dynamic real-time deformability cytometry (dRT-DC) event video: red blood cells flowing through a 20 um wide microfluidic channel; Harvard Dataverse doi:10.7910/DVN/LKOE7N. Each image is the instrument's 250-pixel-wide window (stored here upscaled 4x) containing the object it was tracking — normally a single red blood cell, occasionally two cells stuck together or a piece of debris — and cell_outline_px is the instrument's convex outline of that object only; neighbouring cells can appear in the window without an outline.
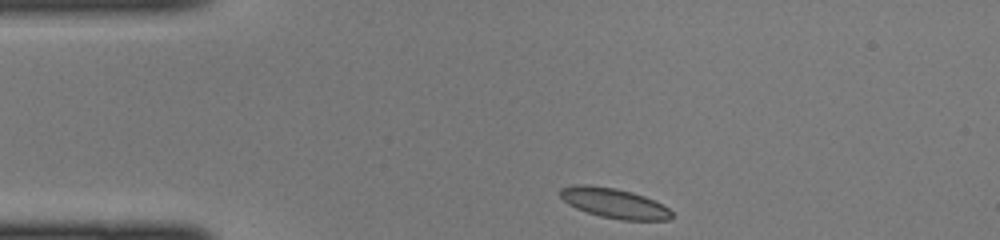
{"species": "common noctule bat (a hibernating species)", "species_latin": "Nyctalus noctula", "temperature_condition": "cold", "stored_images_in_passage": 37, "camera_frame_rate_fps": 3000, "um_per_image_px": 0.085, "animal": {"sex": "female", "body_mass_g": 22.0, "forearm_length_mm": 56.7}, "frame": {"image": 1, "passage_image": 1, "time_ms": 0.0, "image_size_px": [1000, 240], "cell_outline_px": [[672, 216], [668, 220], [620, 220], [600, 216], [576, 208], [568, 204], [560, 196], [560, 188], [576, 184], [588, 184], [616, 188], [632, 192], [644, 196], [668, 208], [672, 212]], "centroid_in_image_um": [52.17, 17.26], "position_along_channel_um": 32.8, "area_um2": 19.36}}
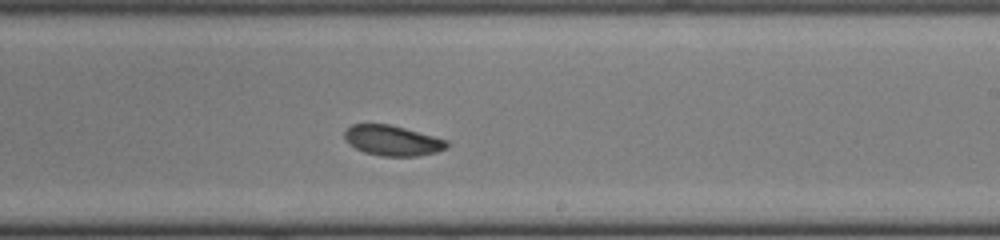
{"frame": {"image": 2, "passage_image": 19, "time_ms": 6.0, "image_size_px": [1000, 240], "cell_outline_px": [[448, 148], [436, 152], [420, 156], [380, 156], [364, 152], [348, 144], [344, 140], [344, 132], [352, 124], [388, 124], [404, 128], [448, 140]], "centroid_in_image_um": [33.35, 11.95], "position_along_channel_um": 255.7, "area_um2": 18.09}}
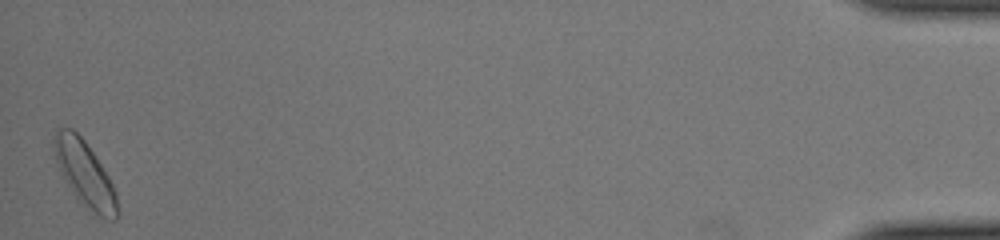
{"frame": {"image": 3, "passage_image": 37, "time_ms": 12.0, "image_size_px": [1000, 240], "cell_outline_px": [[120, 212], [116, 220], [112, 220], [100, 216], [84, 204], [76, 196], [68, 184], [56, 160], [52, 148], [56, 128], [72, 128], [84, 140], [108, 176], [116, 192]], "centroid_in_image_um": [7.23, 14.76], "position_along_channel_um": 428.0, "area_um2": 23.41}}